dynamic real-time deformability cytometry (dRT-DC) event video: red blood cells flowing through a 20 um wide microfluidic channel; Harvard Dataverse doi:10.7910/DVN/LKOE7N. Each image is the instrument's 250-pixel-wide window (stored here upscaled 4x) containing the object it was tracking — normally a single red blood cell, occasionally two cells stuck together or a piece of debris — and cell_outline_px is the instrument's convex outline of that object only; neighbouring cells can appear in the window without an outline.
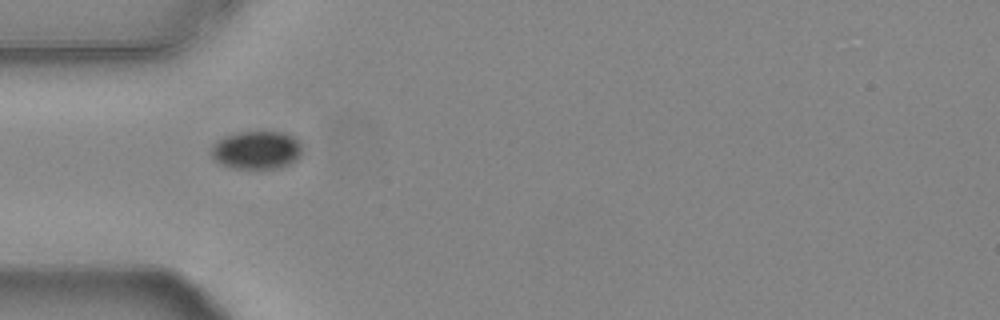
{"species": "common noctule bat (a hibernating species)", "species_latin": "Nyctalus noctula", "temperature_condition": "warm", "stored_images_in_passage": 38, "camera_frame_rate_fps": 3000, "um_per_image_px": 0.085, "animal": {"sex": "female", "body_mass_g": 24.6, "forearm_length_mm": 56.2}, "frame": {"image": 1, "passage_image": 1, "time_ms": 0.0, "image_size_px": [1000, 320], "cell_outline_px": [[300, 156], [296, 160], [280, 168], [232, 168], [220, 164], [212, 156], [212, 144], [216, 140], [224, 136], [236, 132], [284, 132], [296, 136], [300, 140]], "centroid_in_image_um": [21.81, 12.74], "position_along_channel_um": 63.2, "area_um2": 20.35}}
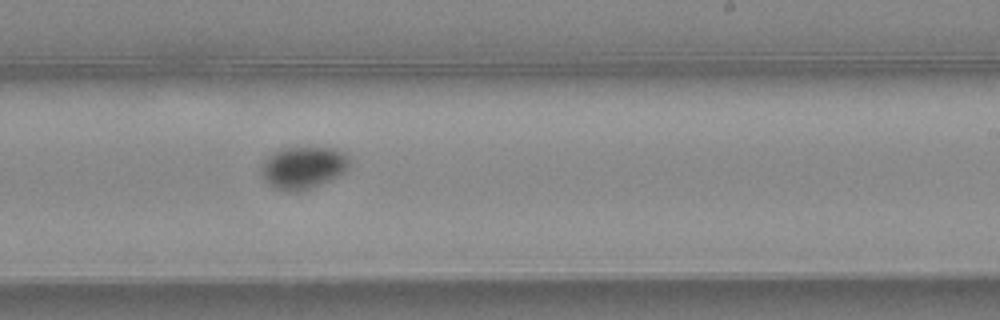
{"frame": {"image": 2, "passage_image": 17, "time_ms": 5.333, "image_size_px": [1000, 320], "cell_outline_px": [[348, 168], [344, 172], [304, 192], [288, 192], [272, 188], [260, 176], [260, 164], [268, 156], [284, 148], [332, 148], [348, 156]], "centroid_in_image_um": [25.69, 14.29], "position_along_channel_um": 263.3, "area_um2": 21.73}}
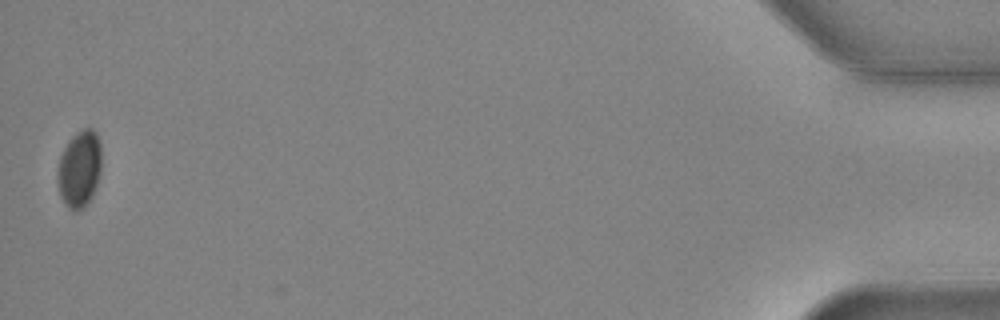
{"frame": {"image": 3, "passage_image": 38, "time_ms": 12.333, "image_size_px": [1000, 320], "cell_outline_px": [[100, 172], [92, 196], [84, 208], [80, 212], [72, 212], [64, 204], [60, 196], [56, 176], [60, 156], [64, 148], [72, 136], [76, 132], [84, 128], [92, 128], [96, 132], [100, 144]], "centroid_in_image_um": [6.73, 14.4], "position_along_channel_um": 428.5, "area_um2": 19.88}}